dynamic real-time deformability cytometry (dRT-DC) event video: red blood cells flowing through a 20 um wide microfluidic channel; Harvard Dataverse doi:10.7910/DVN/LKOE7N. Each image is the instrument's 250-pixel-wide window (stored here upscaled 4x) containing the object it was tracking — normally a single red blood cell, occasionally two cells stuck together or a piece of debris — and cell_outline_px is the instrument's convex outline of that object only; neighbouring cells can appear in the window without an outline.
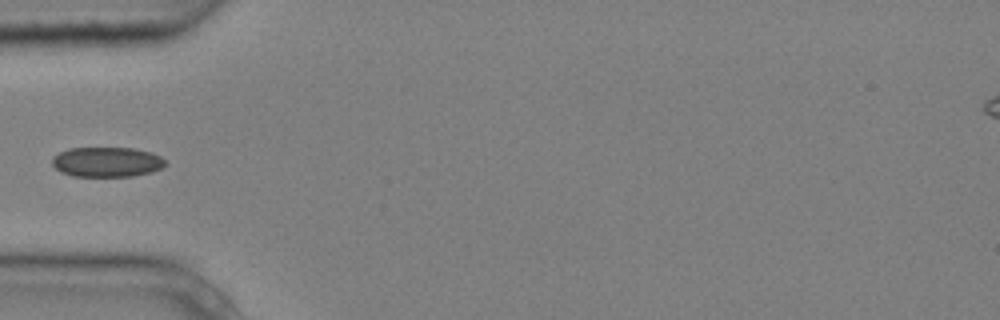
{"species": "common noctule bat (a hibernating species)", "species_latin": "Nyctalus noctula", "temperature_condition": "cold", "stored_images_in_passage": 6, "camera_frame_rate_fps": 3000, "um_per_image_px": 0.085, "animal": {"sex": "male", "body_mass_g": 20.4}, "frame": {"image": 1, "passage_image": 5, "time_ms": 1.333, "image_size_px": [1000, 320], "cell_outline_px": [[168, 164], [152, 172], [132, 176], [72, 176], [60, 172], [52, 164], [52, 156], [68, 148], [132, 148], [152, 152], [160, 156]], "centroid_in_image_um": [9.07, 13.76], "position_along_channel_um": 75.9, "area_um2": 19.83}}
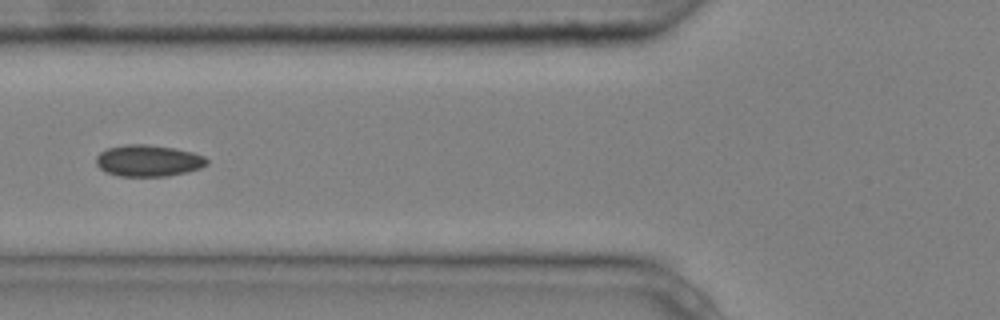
{"frame": {"image": 2, "passage_image": 6, "time_ms": 1.667, "image_size_px": [1000, 320], "cell_outline_px": [[208, 164], [200, 168], [168, 176], [120, 176], [104, 172], [96, 164], [96, 156], [100, 152], [108, 148], [124, 144], [144, 144], [176, 148], [192, 152], [204, 156], [208, 160]], "centroid_in_image_um": [12.59, 13.65], "position_along_channel_um": 113.2, "area_um2": 20.4}}